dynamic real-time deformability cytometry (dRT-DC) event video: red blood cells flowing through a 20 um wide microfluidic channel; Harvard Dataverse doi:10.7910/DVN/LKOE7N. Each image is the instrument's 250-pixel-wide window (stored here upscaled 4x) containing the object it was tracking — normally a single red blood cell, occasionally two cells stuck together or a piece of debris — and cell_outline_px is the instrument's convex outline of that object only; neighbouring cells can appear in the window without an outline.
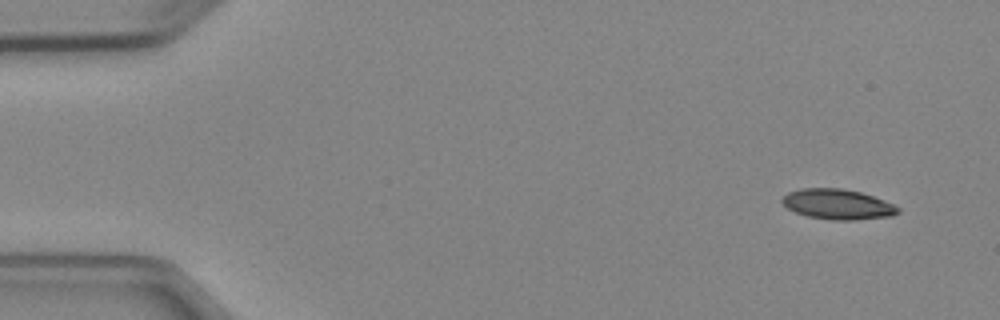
{"species": "Egyptian fruit bat (a non-hibernating species)", "species_latin": "Rousettus aegyptiacus", "temperature_condition": "cold", "stored_images_in_passage": 5, "camera_frame_rate_fps": 3000, "um_per_image_px": 0.085, "animal": {"sex": "female"}, "frame": {"image": 1, "passage_image": 1, "time_ms": 0.0, "image_size_px": [1000, 320], "cell_outline_px": [[900, 212], [892, 216], [856, 220], [832, 220], [808, 216], [796, 212], [788, 208], [780, 200], [788, 192], [800, 188], [840, 188], [860, 192], [884, 200], [900, 208]], "centroid_in_image_um": [71.21, 17.36], "position_along_channel_um": 13.8, "area_um2": 20.35}}
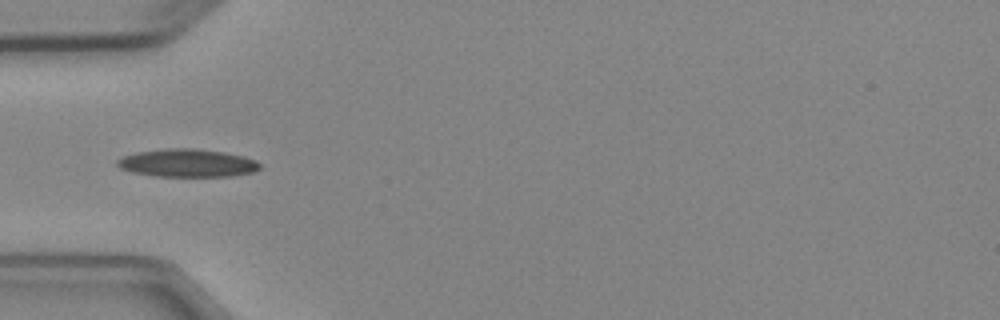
{"frame": {"image": 2, "passage_image": 4, "time_ms": 4.333, "image_size_px": [1000, 320], "cell_outline_px": [[260, 168], [252, 172], [232, 176], [156, 176], [132, 172], [120, 168], [116, 164], [116, 160], [124, 156], [136, 152], [164, 148], [196, 148], [224, 152], [244, 156], [256, 160], [260, 164]], "centroid_in_image_um": [15.92, 13.85], "position_along_channel_um": 69.1, "area_um2": 23.29}}